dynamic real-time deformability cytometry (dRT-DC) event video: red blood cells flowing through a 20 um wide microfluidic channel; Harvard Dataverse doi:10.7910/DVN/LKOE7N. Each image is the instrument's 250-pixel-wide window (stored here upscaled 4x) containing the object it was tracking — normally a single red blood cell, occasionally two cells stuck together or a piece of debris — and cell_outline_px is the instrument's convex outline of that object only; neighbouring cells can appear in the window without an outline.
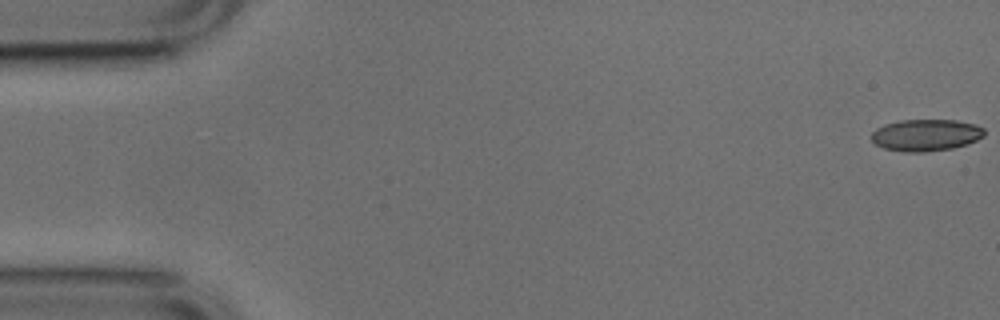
{"species": "common noctule bat (a hibernating species)", "species_latin": "Nyctalus noctula", "temperature_condition": "cold", "stored_images_in_passage": 12, "camera_frame_rate_fps": 3000, "um_per_image_px": 0.085, "animal": {"sex": "male", "body_mass_g": 17.9, "forearm_length_mm": 54.2}, "frame": {"image": 1, "passage_image": 1, "time_ms": 0.0, "image_size_px": [1000, 320], "cell_outline_px": [[984, 136], [976, 140], [952, 148], [924, 152], [904, 152], [884, 148], [876, 144], [872, 140], [872, 132], [876, 128], [884, 124], [900, 120], [956, 120], [976, 124], [984, 128]], "centroid_in_image_um": [78.69, 11.47], "position_along_channel_um": 6.3, "area_um2": 20.87}}